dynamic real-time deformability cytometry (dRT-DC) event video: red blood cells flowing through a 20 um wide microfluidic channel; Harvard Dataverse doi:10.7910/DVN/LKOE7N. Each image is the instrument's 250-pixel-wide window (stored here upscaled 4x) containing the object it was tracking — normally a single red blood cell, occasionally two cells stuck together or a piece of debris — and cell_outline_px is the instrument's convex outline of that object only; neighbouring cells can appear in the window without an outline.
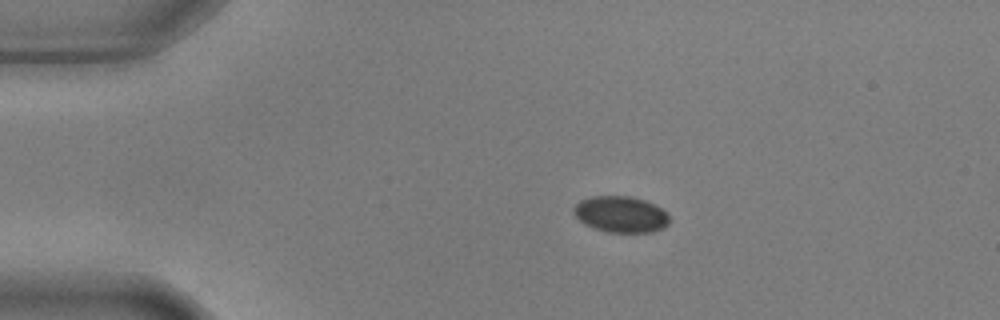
{"species": "common noctule bat (a hibernating species)", "species_latin": "Nyctalus noctula", "temperature_condition": "warm", "stored_images_in_passage": 3, "camera_frame_rate_fps": 3000, "um_per_image_px": 0.085, "animal": {"sex": "male", "body_mass_g": 17.9, "forearm_length_mm": 54.2}, "frame": {"image": 1, "passage_image": 2, "time_ms": 0.333, "image_size_px": [1000, 320], "cell_outline_px": [[668, 224], [664, 228], [652, 232], [608, 232], [584, 224], [572, 212], [572, 208], [580, 200], [592, 196], [632, 196], [656, 204], [668, 212]], "centroid_in_image_um": [52.78, 18.2], "position_along_channel_um": 32.2, "area_um2": 20.35}}